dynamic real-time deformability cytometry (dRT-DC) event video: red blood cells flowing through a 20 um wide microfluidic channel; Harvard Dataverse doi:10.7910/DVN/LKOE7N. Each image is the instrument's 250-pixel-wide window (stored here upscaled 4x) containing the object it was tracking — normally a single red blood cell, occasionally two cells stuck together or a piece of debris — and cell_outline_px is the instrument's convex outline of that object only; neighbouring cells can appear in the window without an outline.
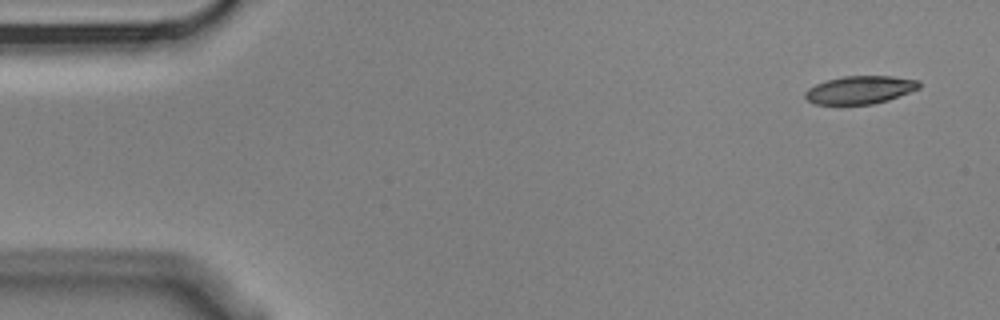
{"species": "Egyptian fruit bat (a non-hibernating species)", "species_latin": "Rousettus aegyptiacus", "temperature_condition": "cold", "stored_images_in_passage": 4, "camera_frame_rate_fps": 3000, "um_per_image_px": 0.085, "animal": {"sex": "male"}, "frame": {"image": 1, "passage_image": 1, "time_ms": 0.0, "image_size_px": [1000, 320], "cell_outline_px": [[920, 88], [888, 100], [872, 104], [816, 104], [808, 100], [804, 96], [804, 92], [808, 88], [816, 84], [828, 80], [844, 76], [892, 76], [920, 80]], "centroid_in_image_um": [73.11, 7.63], "position_along_channel_um": 11.9, "area_um2": 18.5}}